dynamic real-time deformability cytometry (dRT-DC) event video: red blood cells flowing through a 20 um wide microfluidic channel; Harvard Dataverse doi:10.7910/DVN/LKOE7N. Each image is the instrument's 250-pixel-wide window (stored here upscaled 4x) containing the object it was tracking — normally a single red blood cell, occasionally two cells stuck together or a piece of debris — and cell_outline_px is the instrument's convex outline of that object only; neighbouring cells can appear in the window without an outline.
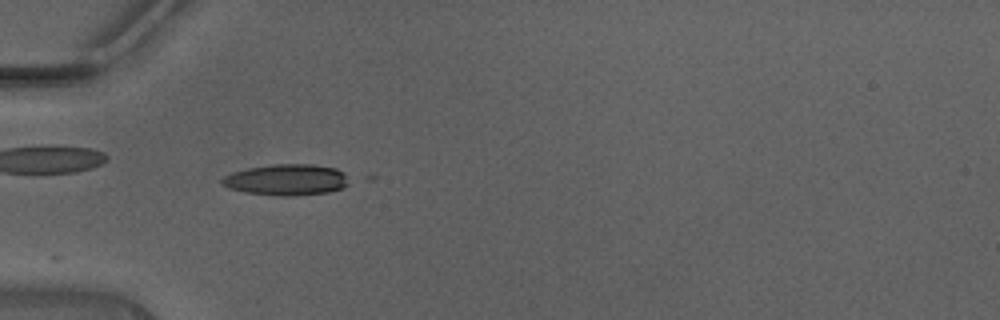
{"species": "Egyptian fruit bat (a non-hibernating species)", "species_latin": "Rousettus aegyptiacus", "temperature_condition": "warm", "stored_images_in_passage": 8, "camera_frame_rate_fps": 3000, "um_per_image_px": 0.085, "animal": {"sex": "male"}, "frame": {"image": 1, "passage_image": 1, "time_ms": 0.0, "image_size_px": [1000, 320], "cell_outline_px": [[356, 180], [340, 188], [328, 192], [288, 196], [280, 196], [244, 192], [228, 188], [220, 184], [220, 180], [224, 176], [232, 172], [248, 168], [272, 164], [312, 164], [336, 168], [352, 176]], "centroid_in_image_um": [24.4, 15.27], "position_along_channel_um": 60.6, "area_um2": 23.47}}
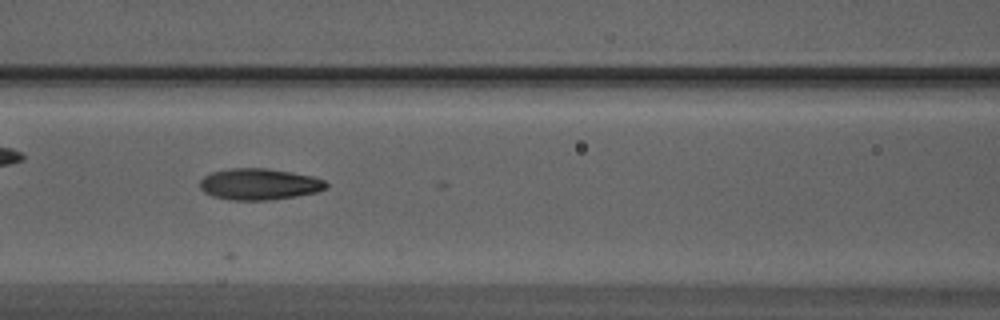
{"frame": {"image": 2, "passage_image": 7, "time_ms": 2.0, "image_size_px": [1000, 320], "cell_outline_px": [[328, 188], [316, 192], [296, 196], [268, 200], [228, 200], [212, 196], [204, 192], [200, 188], [200, 180], [204, 176], [212, 172], [232, 168], [268, 168], [292, 172], [312, 176], [324, 180], [328, 184]], "centroid_in_image_um": [22.03, 15.65], "position_along_channel_um": 144.6, "area_um2": 23.18}}